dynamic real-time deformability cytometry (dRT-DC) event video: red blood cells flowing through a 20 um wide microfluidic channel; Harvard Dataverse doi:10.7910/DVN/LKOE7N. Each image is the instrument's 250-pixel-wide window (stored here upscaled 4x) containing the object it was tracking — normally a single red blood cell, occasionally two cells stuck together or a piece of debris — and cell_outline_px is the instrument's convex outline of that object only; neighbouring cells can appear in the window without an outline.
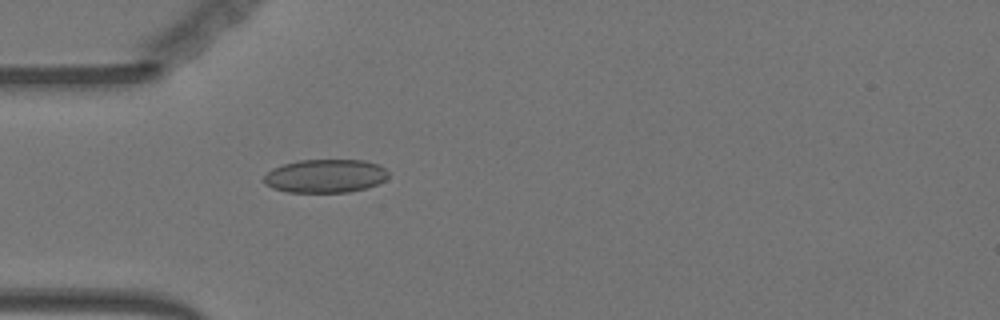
{"species": "Egyptian fruit bat (a non-hibernating species)", "species_latin": "Rousettus aegyptiacus", "temperature_condition": "warm", "stored_images_in_passage": 42, "camera_frame_rate_fps": 3000, "um_per_image_px": 0.085, "animal": {"sex": "female"}, "frame": {"image": 1, "passage_image": 3, "time_ms": 0.667, "image_size_px": [1000, 320], "cell_outline_px": [[388, 176], [384, 180], [376, 184], [364, 188], [348, 192], [288, 192], [272, 188], [264, 184], [264, 176], [272, 168], [284, 164], [300, 160], [364, 160], [376, 164], [384, 168], [388, 172]], "centroid_in_image_um": [27.62, 14.96], "position_along_channel_um": 57.4, "area_um2": 24.1}}
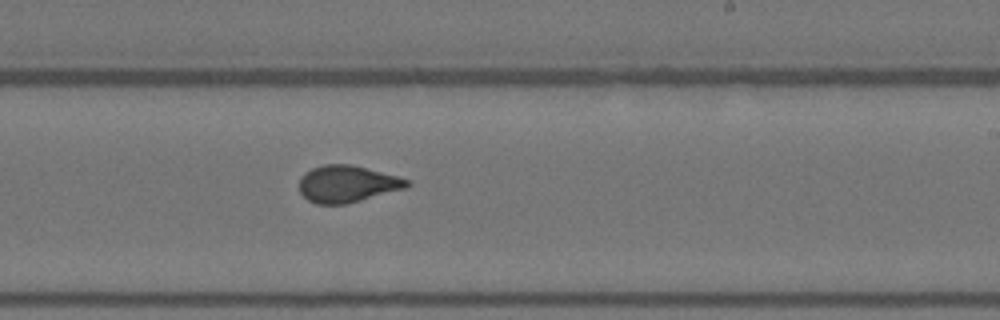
{"frame": {"image": 2, "passage_image": 20, "time_ms": 6.333, "image_size_px": [1000, 320], "cell_outline_px": [[412, 184], [408, 188], [344, 204], [316, 204], [308, 200], [300, 192], [300, 176], [304, 172], [312, 168], [324, 164], [352, 164], [400, 176], [408, 180]], "centroid_in_image_um": [29.54, 15.62], "position_along_channel_um": 259.5, "area_um2": 23.35}}
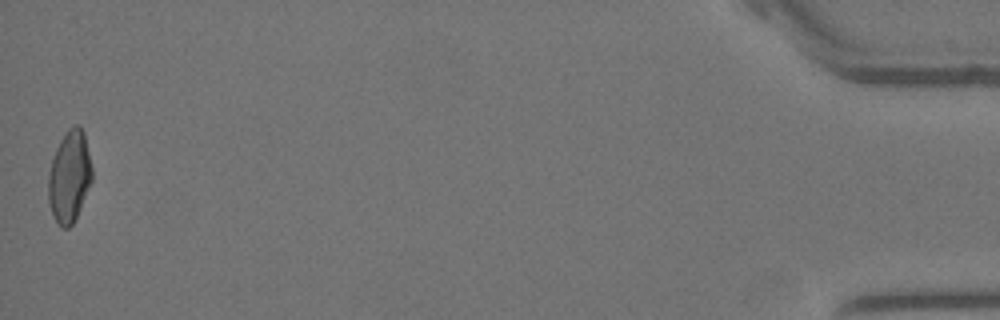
{"frame": {"image": 3, "passage_image": 42, "time_ms": 13.667, "image_size_px": [1000, 320], "cell_outline_px": [[92, 180], [80, 208], [72, 224], [68, 228], [60, 228], [52, 212], [48, 200], [48, 176], [52, 160], [56, 148], [60, 140], [68, 128], [76, 124], [80, 124], [84, 132], [92, 168]], "centroid_in_image_um": [5.9, 14.98], "position_along_channel_um": 429.3, "area_um2": 23.24}, "authors_computed_cell_mechanics": {"area_um2": 23.2356, "velocity_mm_per_s": 3.6311, "shape_relaxation_time_tau1_ms": 7.4219, "shape_relaxation_time_tau2_ms": 0.8756, "deformation_change_tau1": 0.169, "deformation_change_tau2": 0.0544}}